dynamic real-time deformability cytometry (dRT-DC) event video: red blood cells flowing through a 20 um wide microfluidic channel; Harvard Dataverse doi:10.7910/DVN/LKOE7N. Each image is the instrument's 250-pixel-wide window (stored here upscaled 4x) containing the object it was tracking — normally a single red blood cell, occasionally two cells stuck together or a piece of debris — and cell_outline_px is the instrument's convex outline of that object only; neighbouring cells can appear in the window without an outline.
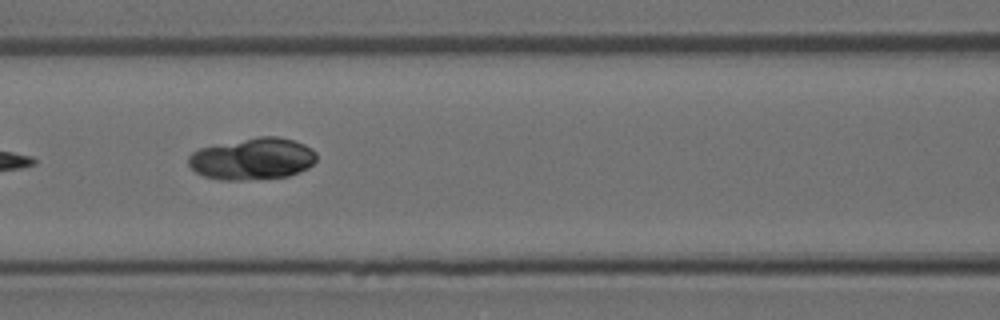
{"species": "Egyptian fruit bat (a non-hibernating species)", "species_latin": "Rousettus aegyptiacus", "temperature_condition": "room temperature", "stored_images_in_passage": 8, "camera_frame_rate_fps": 3000, "um_per_image_px": 0.085, "animal": {"sex": "female"}, "frame": {"image": 1, "passage_image": 7, "time_ms": 2.0, "image_size_px": [1000, 320], "cell_outline_px": [[316, 160], [308, 168], [300, 172], [288, 176], [240, 180], [220, 180], [204, 176], [196, 172], [188, 164], [188, 156], [192, 152], [200, 148], [256, 136], [276, 136], [292, 140], [304, 144], [312, 148], [316, 152]], "centroid_in_image_um": [21.47, 13.5], "position_along_channel_um": 145.1, "area_um2": 31.21}}
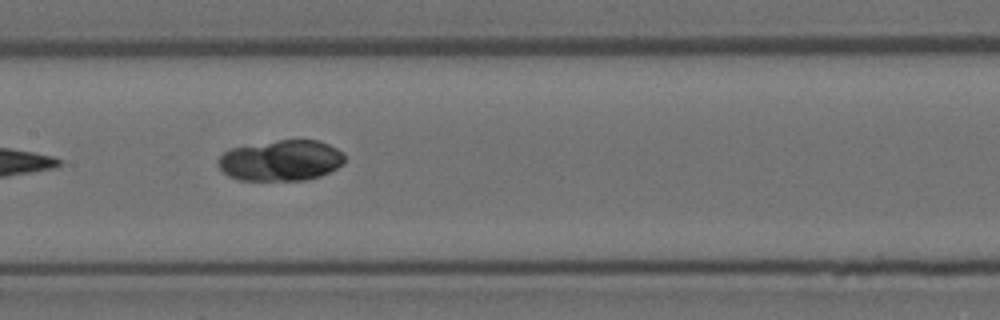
{"frame": {"image": 2, "passage_image": 8, "time_ms": 2.333, "image_size_px": [1000, 320], "cell_outline_px": [[344, 164], [320, 176], [304, 180], [236, 180], [228, 176], [216, 164], [216, 160], [224, 152], [232, 148], [280, 140], [320, 140], [344, 152]], "centroid_in_image_um": [23.88, 13.65], "position_along_channel_um": 183.5, "area_um2": 30.11}}